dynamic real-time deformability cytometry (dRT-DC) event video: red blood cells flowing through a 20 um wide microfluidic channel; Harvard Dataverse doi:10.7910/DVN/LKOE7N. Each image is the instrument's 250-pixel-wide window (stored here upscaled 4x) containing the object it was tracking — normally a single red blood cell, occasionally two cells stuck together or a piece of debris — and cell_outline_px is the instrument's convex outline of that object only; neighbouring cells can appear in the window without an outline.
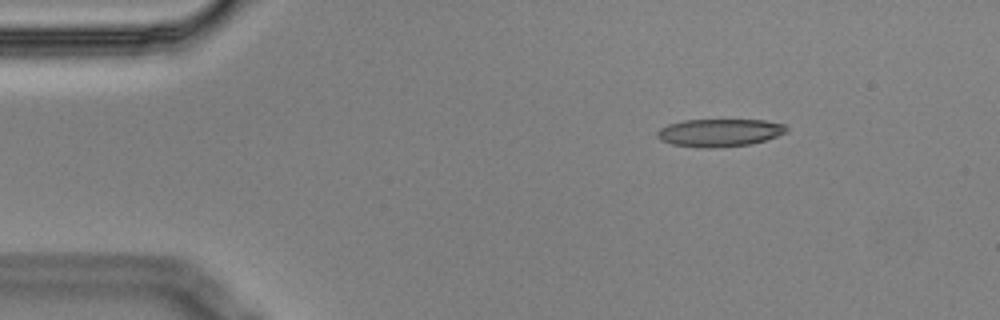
{"species": "Egyptian fruit bat (a non-hibernating species)", "species_latin": "Rousettus aegyptiacus", "temperature_condition": "cold", "stored_images_in_passage": 3, "camera_frame_rate_fps": 3000, "um_per_image_px": 0.085, "animal": {"sex": "male"}, "frame": {"image": 1, "passage_image": 1, "time_ms": 0.0, "image_size_px": [1000, 320], "cell_outline_px": [[788, 132], [752, 144], [712, 148], [704, 148], [672, 144], [660, 140], [656, 136], [656, 132], [660, 128], [668, 124], [684, 120], [764, 120], [784, 124], [788, 128]], "centroid_in_image_um": [61.15, 11.27], "position_along_channel_um": 23.9, "area_um2": 20.92}}